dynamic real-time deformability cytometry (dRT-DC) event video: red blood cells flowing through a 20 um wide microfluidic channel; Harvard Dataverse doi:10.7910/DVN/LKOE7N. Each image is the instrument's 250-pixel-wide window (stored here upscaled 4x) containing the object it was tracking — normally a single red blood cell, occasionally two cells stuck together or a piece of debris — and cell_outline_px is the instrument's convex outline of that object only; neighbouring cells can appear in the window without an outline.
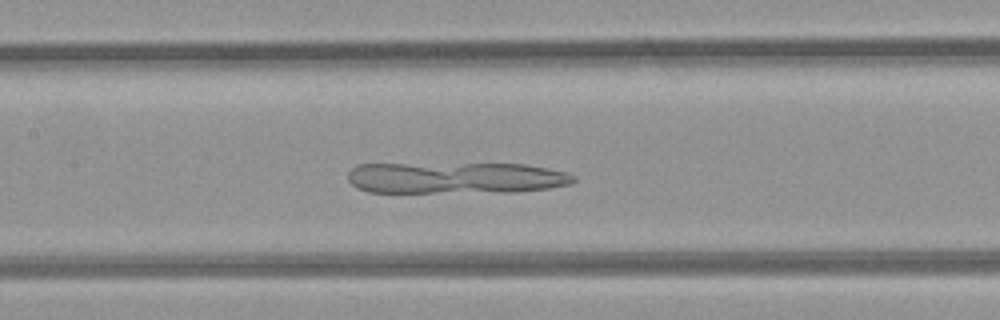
{"species": "common noctule bat (a hibernating species)", "species_latin": "Nyctalus noctula", "temperature_condition": "room temperature", "stored_images_in_passage": 39, "camera_frame_rate_fps": 3000, "um_per_image_px": 0.085, "animal": {"sex": "female", "body_mass_g": 21.9}, "frame": {"image": 1, "passage_image": 17, "time_ms": 5.333, "image_size_px": [1000, 320], "cell_outline_px": [[576, 180], [572, 184], [548, 188], [512, 192], [368, 192], [356, 188], [348, 180], [348, 172], [356, 164], [524, 164], [548, 168], [568, 172], [576, 176]], "centroid_in_image_um": [38.75, 15.12], "position_along_channel_um": 168.7, "area_um2": 41.62}}
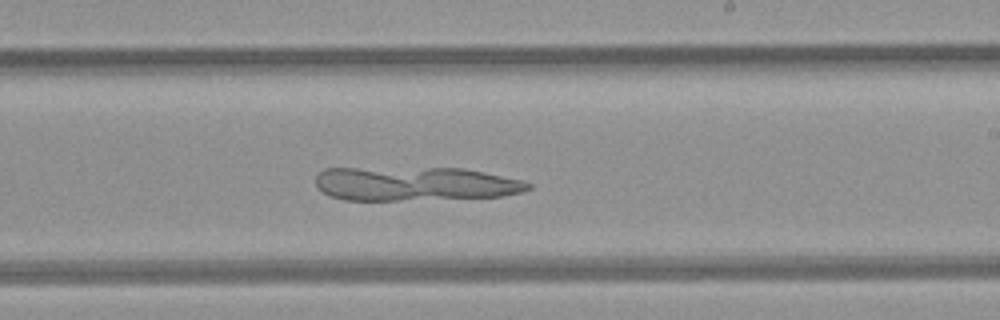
{"frame": {"image": 2, "passage_image": 23, "time_ms": 7.333, "image_size_px": [1000, 320], "cell_outline_px": [[532, 188], [520, 192], [504, 196], [396, 200], [344, 200], [328, 196], [316, 188], [316, 176], [324, 168], [460, 168], [484, 172], [520, 180], [532, 184]], "centroid_in_image_um": [35.2, 15.62], "position_along_channel_um": 253.8, "area_um2": 42.02}}